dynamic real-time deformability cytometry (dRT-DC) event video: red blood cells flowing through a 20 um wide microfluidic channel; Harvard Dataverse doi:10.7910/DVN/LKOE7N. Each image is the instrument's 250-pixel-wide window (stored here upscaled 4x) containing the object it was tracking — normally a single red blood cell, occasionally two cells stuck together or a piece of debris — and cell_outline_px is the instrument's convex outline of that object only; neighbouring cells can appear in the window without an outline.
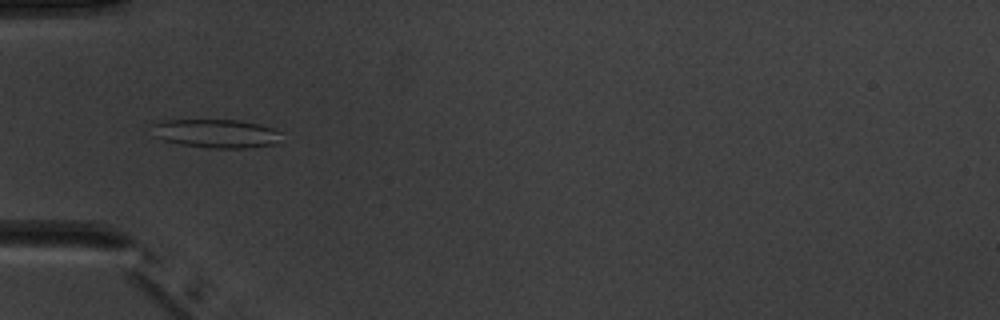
{"species": "common noctule bat (a hibernating species)", "species_latin": "Nyctalus noctula", "temperature_condition": "warm", "stored_images_in_passage": 4, "camera_frame_rate_fps": 3000, "um_per_image_px": 0.085, "animal": {"sex": "male", "body_mass_g": 20.1, "forearm_length_mm": 53.5}, "frame": {"image": 1, "passage_image": 3, "time_ms": 3.0, "image_size_px": [1000, 320], "cell_outline_px": [[280, 132], [276, 144], [244, 148], [208, 148], [180, 144], [164, 140], [156, 136], [148, 124], [164, 120], [240, 120], [260, 124], [272, 128]], "centroid_in_image_um": [18.32, 11.34], "position_along_channel_um": 66.7, "area_um2": 21.62}}